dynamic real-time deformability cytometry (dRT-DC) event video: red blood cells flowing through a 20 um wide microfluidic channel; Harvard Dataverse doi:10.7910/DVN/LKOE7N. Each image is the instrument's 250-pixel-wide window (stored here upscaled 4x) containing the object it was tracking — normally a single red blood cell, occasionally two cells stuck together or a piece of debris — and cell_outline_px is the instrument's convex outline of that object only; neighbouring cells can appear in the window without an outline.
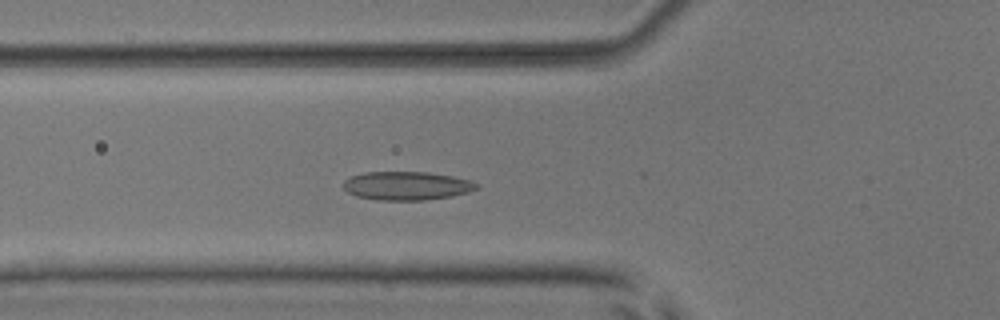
{"species": "common noctule bat (a hibernating species)", "species_latin": "Nyctalus noctula", "temperature_condition": "room temperature", "stored_images_in_passage": 37, "camera_frame_rate_fps": 3000, "um_per_image_px": 0.085, "animal": {"sex": "male", "body_mass_g": 17.9, "forearm_length_mm": 54.2}, "frame": {"image": 1, "passage_image": 16, "time_ms": 5.0, "image_size_px": [1000, 320], "cell_outline_px": [[480, 188], [468, 192], [452, 196], [424, 200], [380, 200], [356, 196], [348, 192], [344, 188], [344, 180], [352, 176], [364, 172], [428, 172], [452, 176], [472, 180], [480, 184]], "centroid_in_image_um": [34.62, 15.79], "position_along_channel_um": 91.2, "area_um2": 22.25}}
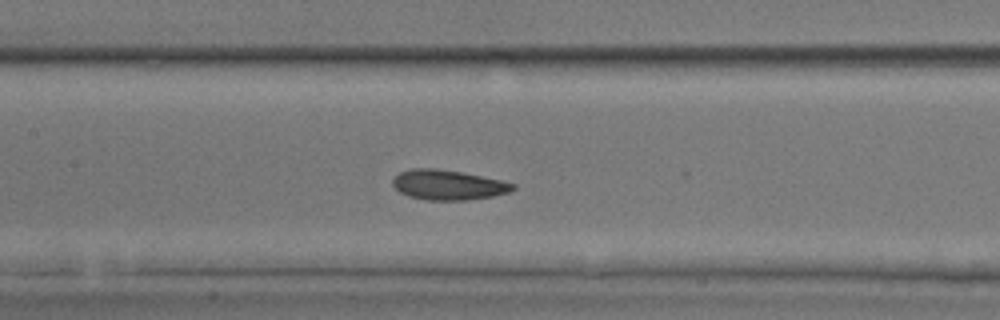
{"frame": {"image": 2, "passage_image": 22, "time_ms": 7.0, "image_size_px": [1000, 320], "cell_outline_px": [[516, 188], [508, 192], [492, 196], [468, 200], [424, 200], [408, 196], [400, 192], [392, 184], [392, 180], [400, 172], [412, 168], [436, 168], [460, 172], [500, 180], [516, 184]], "centroid_in_image_um": [38.07, 15.72], "position_along_channel_um": 169.3, "area_um2": 20.87}}
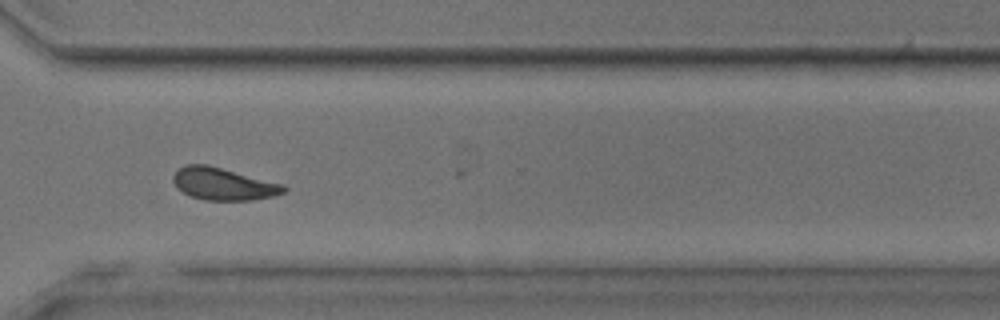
{"frame": {"image": 3, "passage_image": 36, "time_ms": 11.667, "image_size_px": [1000, 320], "cell_outline_px": [[288, 188], [284, 192], [272, 196], [252, 200], [204, 200], [192, 196], [176, 188], [172, 180], [172, 176], [184, 164], [208, 164], [284, 184]], "centroid_in_image_um": [18.98, 15.62], "position_along_channel_um": 351.6, "area_um2": 20.87}}